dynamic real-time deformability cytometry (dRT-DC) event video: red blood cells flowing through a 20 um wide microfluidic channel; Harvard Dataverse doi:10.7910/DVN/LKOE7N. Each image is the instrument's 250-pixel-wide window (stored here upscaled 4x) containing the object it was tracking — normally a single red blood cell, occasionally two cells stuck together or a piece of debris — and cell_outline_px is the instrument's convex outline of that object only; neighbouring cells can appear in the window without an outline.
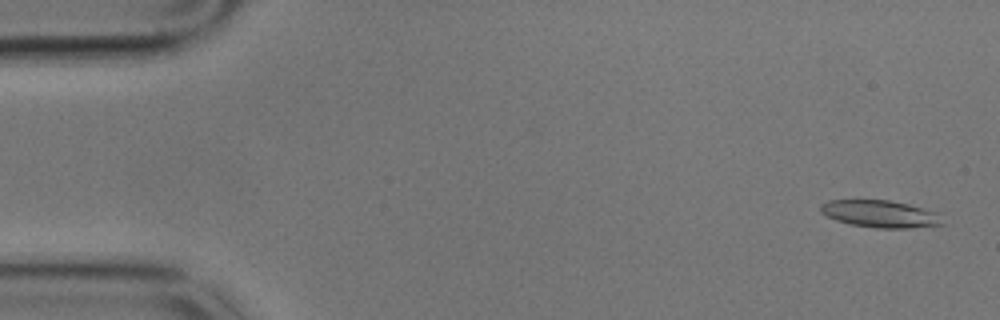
{"species": "common noctule bat (a hibernating species)", "species_latin": "Nyctalus noctula", "temperature_condition": "cold", "stored_images_in_passage": 59, "camera_frame_rate_fps": 3000, "um_per_image_px": 0.085, "animal": {"sex": "male", "body_mass_g": 17.9}, "frame": {"image": 1, "passage_image": 2, "time_ms": 0.333, "image_size_px": [1000, 320], "cell_outline_px": [[948, 224], [908, 228], [876, 228], [848, 224], [836, 220], [820, 212], [820, 204], [828, 200], [888, 200], [908, 204], [936, 212]], "centroid_in_image_um": [74.82, 18.19], "position_along_channel_um": 10.2, "area_um2": 19.42}}
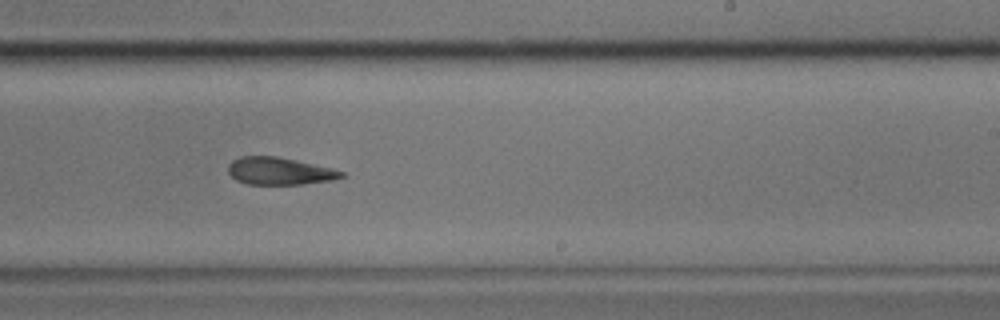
{"frame": {"image": 2, "passage_image": 35, "time_ms": 11.333, "image_size_px": [1000, 320], "cell_outline_px": [[344, 176], [332, 180], [304, 184], [248, 184], [236, 180], [228, 172], [228, 164], [232, 160], [240, 156], [276, 156], [296, 160], [332, 168], [344, 172]], "centroid_in_image_um": [23.73, 14.54], "position_along_channel_um": 265.3, "area_um2": 18.03}}
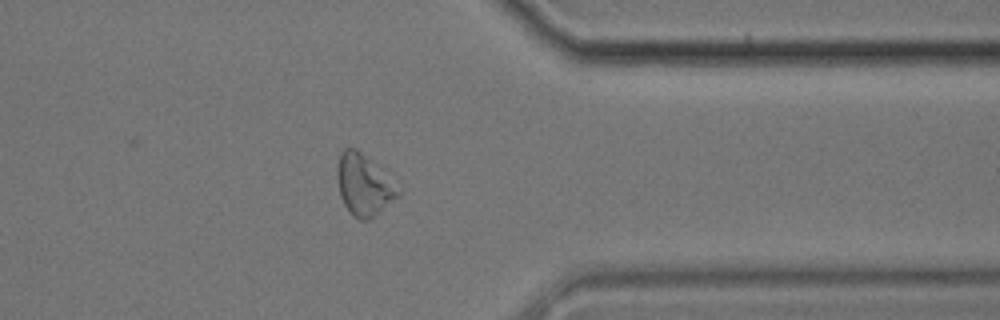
{"frame": {"image": 3, "passage_image": 46, "time_ms": 15.0, "image_size_px": [1000, 320], "cell_outline_px": [[400, 196], [368, 220], [360, 220], [352, 216], [344, 204], [340, 196], [336, 176], [336, 168], [340, 152], [344, 148], [356, 148], [400, 192]], "centroid_in_image_um": [30.83, 15.76], "position_along_channel_um": 380.6, "area_um2": 20.87}, "authors_computed_cell_mechanics": {"area_um2": 19.2474, "velocity_mm_per_s": 3.4107, "shape_relaxation_time_tau1_ms": null, "shape_relaxation_time_tau2_ms": 7.7055, "deformation_change_tau1": null, "deformation_change_tau2": 0.1768}}